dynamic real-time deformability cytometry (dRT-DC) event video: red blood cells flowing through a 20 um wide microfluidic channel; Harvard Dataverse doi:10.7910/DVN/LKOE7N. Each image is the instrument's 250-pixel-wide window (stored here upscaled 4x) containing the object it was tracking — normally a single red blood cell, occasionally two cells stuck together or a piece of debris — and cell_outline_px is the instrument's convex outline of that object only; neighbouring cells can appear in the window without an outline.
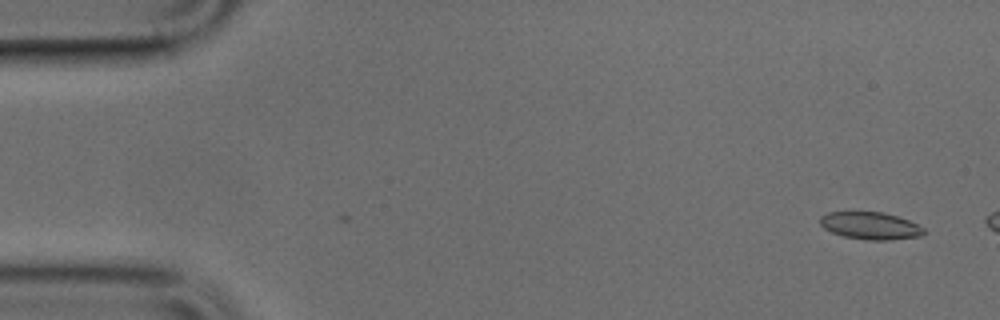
{"species": "common noctule bat (a hibernating species)", "species_latin": "Nyctalus noctula", "temperature_condition": "cold", "stored_images_in_passage": 3, "camera_frame_rate_fps": 3000, "um_per_image_px": 0.085, "animal": {"sex": "male", "body_mass_g": 17.9, "forearm_length_mm": 54.2}, "frame": {"image": 1, "passage_image": 3, "time_ms": 0.667, "image_size_px": [1000, 320], "cell_outline_px": [[924, 232], [920, 236], [888, 240], [868, 240], [844, 236], [832, 232], [824, 228], [820, 224], [820, 216], [828, 212], [884, 212], [908, 220], [924, 228]], "centroid_in_image_um": [73.96, 19.18], "position_along_channel_um": 11.0, "area_um2": 16.36}}